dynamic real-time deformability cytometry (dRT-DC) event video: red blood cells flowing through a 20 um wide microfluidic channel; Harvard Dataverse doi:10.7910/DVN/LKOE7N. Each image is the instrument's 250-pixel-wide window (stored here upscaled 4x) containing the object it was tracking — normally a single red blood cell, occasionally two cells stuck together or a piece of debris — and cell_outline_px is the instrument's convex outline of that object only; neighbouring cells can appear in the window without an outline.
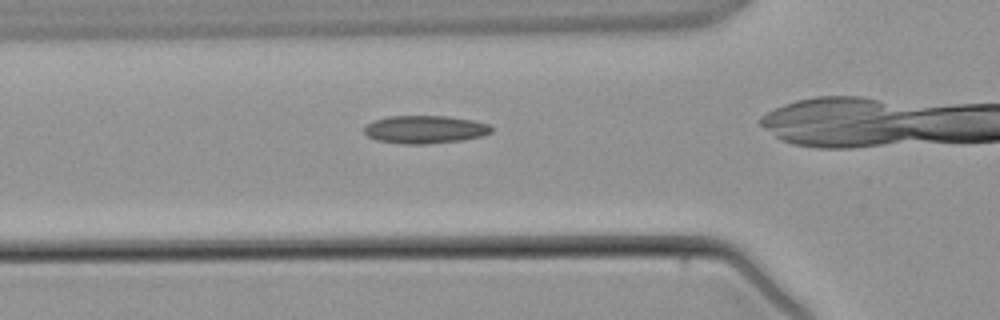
{"species": "common noctule bat (a hibernating species)", "species_latin": "Nyctalus noctula", "temperature_condition": "warm", "stored_images_in_passage": 5, "camera_frame_rate_fps": 3000, "um_per_image_px": 0.085, "animal": {"sex": "male", "body_mass_g": 21.5, "forearm_length_mm": 52.0}, "frame": {"image": 1, "passage_image": 4, "time_ms": 4.667, "image_size_px": [1000, 320], "cell_outline_px": [[492, 132], [484, 136], [460, 140], [428, 144], [400, 144], [376, 140], [368, 136], [364, 132], [364, 128], [372, 120], [388, 116], [448, 116], [472, 120], [488, 124], [492, 128]], "centroid_in_image_um": [36.11, 11.0], "position_along_channel_um": 89.7, "area_um2": 20.81}}